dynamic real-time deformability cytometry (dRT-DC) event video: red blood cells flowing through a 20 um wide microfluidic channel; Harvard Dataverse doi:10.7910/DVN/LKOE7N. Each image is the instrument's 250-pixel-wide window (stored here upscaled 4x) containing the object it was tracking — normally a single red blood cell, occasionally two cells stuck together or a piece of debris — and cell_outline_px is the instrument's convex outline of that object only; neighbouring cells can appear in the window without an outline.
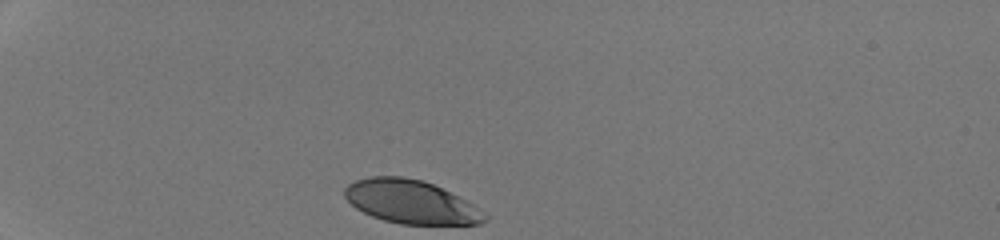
{"species": "human", "species_latin": "Homo sapiens", "temperature_condition": "room temperature", "stored_images_in_passage": 30, "camera_frame_rate_fps": 3000, "um_per_image_px": 0.085, "donor": {"sex": "male"}, "frame": {"image": 1, "passage_image": 1, "time_ms": 0.0, "image_size_px": [1000, 240], "cell_outline_px": [[488, 220], [480, 224], [400, 224], [384, 220], [372, 216], [356, 208], [344, 196], [344, 188], [348, 184], [356, 180], [372, 176], [404, 176], [420, 180], [432, 184], [472, 204], [484, 212], [488, 216]], "centroid_in_image_um": [34.91, 17.16], "position_along_channel_um": 50.1, "area_um2": 35.08}}
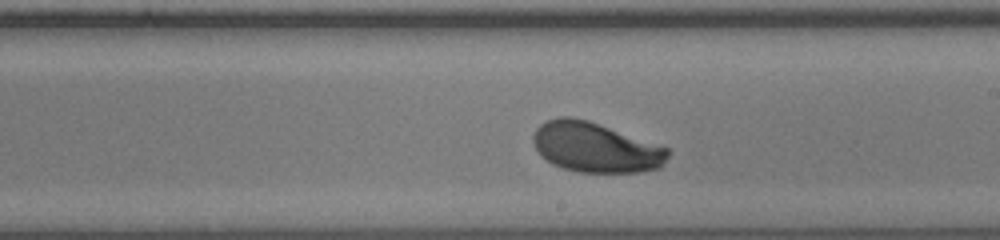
{"frame": {"image": 2, "passage_image": 18, "time_ms": 5.667, "image_size_px": [1000, 240], "cell_outline_px": [[672, 152], [664, 164], [660, 168], [640, 172], [580, 172], [564, 168], [552, 164], [540, 156], [532, 140], [532, 136], [536, 128], [540, 124], [548, 120], [560, 116], [572, 116], [588, 120], [660, 144], [668, 148]], "centroid_in_image_um": [50.64, 12.52], "position_along_channel_um": 238.4, "area_um2": 39.65}}
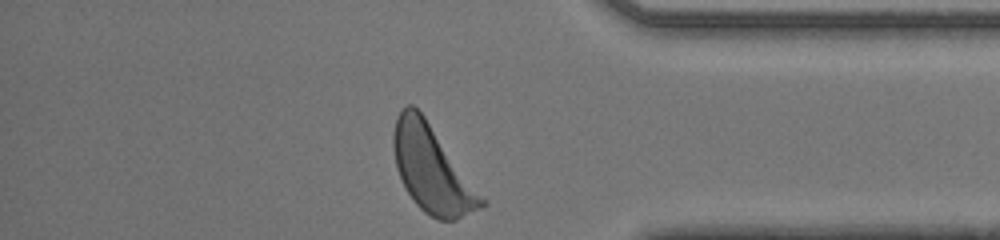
{"frame": {"image": 3, "passage_image": 30, "time_ms": 9.667, "image_size_px": [1000, 240], "cell_outline_px": [[488, 204], [484, 208], [456, 220], [436, 220], [424, 212], [416, 204], [408, 192], [396, 168], [392, 144], [392, 132], [396, 116], [400, 108], [408, 104], [412, 104], [424, 116]], "centroid_in_image_um": [36.69, 14.4], "position_along_channel_um": 398.5, "area_um2": 43.87}, "authors_computed_cell_mechanics": {"area_um2": 39.4196, "velocity_mm_per_s": 4.2338, "shape_relaxation_time_tau1_ms": 1.7521, "shape_relaxation_time_tau2_ms": null, "deformation_change_tau1": 0.1327, "deformation_change_tau2": null}}